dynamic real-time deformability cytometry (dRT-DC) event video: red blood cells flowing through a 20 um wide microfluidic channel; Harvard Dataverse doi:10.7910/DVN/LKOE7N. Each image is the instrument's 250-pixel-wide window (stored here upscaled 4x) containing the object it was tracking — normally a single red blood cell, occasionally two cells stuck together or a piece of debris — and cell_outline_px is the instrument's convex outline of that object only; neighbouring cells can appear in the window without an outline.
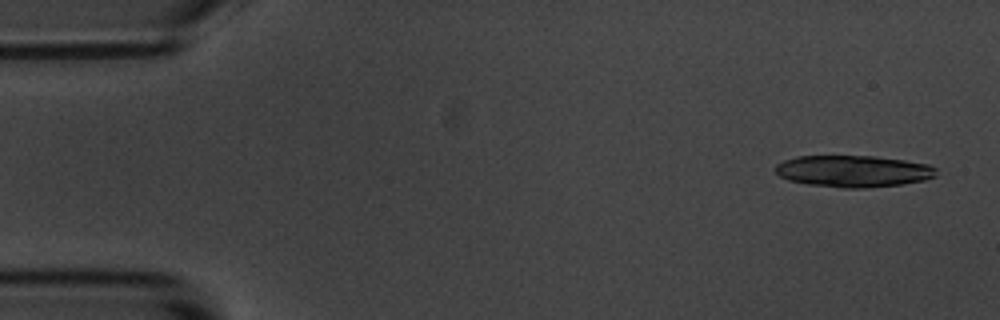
{"species": "common noctule bat (a hibernating species)", "species_latin": "Nyctalus noctula", "temperature_condition": "room temperature", "stored_images_in_passage": 5, "camera_frame_rate_fps": 3000, "um_per_image_px": 0.085, "animal": {"sex": "male", "body_mass_g": 20.1, "forearm_length_mm": 53.5}, "frame": {"image": 1, "passage_image": 1, "time_ms": 0.0, "image_size_px": [1000, 320], "cell_outline_px": [[936, 176], [924, 180], [900, 184], [864, 188], [844, 188], [808, 184], [788, 180], [780, 176], [772, 168], [776, 164], [784, 160], [796, 156], [876, 156], [904, 160], [928, 164], [936, 168]], "centroid_in_image_um": [72.5, 14.54], "position_along_channel_um": 12.5, "area_um2": 29.77}}